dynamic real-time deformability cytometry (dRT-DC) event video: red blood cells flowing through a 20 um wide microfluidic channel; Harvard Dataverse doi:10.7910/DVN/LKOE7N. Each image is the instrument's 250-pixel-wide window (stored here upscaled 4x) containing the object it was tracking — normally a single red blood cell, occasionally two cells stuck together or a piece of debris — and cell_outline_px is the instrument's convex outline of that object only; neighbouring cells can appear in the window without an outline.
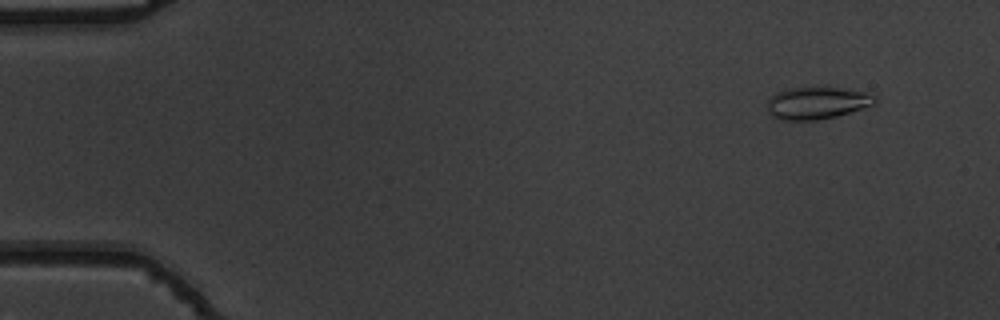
{"species": "common noctule bat (a hibernating species)", "species_latin": "Nyctalus noctula", "temperature_condition": "warm", "stored_images_in_passage": 5, "camera_frame_rate_fps": 3000, "um_per_image_px": 0.085, "animal": {"sex": "male", "body_mass_g": 19.5, "forearm_length_mm": 54.6}, "frame": {"image": 1, "passage_image": 2, "time_ms": 0.333, "image_size_px": [1000, 320], "cell_outline_px": [[876, 104], [836, 116], [816, 120], [780, 120], [772, 116], [768, 112], [768, 100], [776, 92], [784, 88], [804, 84], [828, 84], [864, 92], [876, 96]], "centroid_in_image_um": [69.43, 8.67], "position_along_channel_um": 15.6, "area_um2": 21.39}}